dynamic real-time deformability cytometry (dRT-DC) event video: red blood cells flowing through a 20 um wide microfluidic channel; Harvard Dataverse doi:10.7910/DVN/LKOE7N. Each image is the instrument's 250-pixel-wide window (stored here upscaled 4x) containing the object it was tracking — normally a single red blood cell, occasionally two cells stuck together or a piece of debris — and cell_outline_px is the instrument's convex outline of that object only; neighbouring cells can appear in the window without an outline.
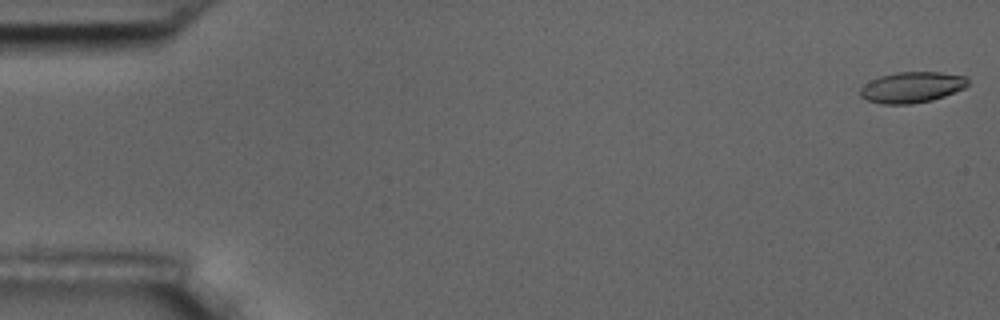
{"species": "common noctule bat (a hibernating species)", "species_latin": "Nyctalus noctula", "temperature_condition": "room temperature", "stored_images_in_passage": 3, "camera_frame_rate_fps": 3000, "um_per_image_px": 0.085, "animal": {"sex": "male", "body_mass_g": 17.5, "forearm_length_mm": 52.3}, "frame": {"image": 1, "passage_image": 1, "time_ms": 0.0, "image_size_px": [1000, 320], "cell_outline_px": [[968, 84], [964, 88], [944, 96], [932, 100], [912, 104], [884, 104], [868, 100], [860, 96], [860, 88], [864, 84], [880, 76], [896, 72], [940, 72], [968, 76]], "centroid_in_image_um": [77.52, 7.41], "position_along_channel_um": 7.5, "area_um2": 19.36}}